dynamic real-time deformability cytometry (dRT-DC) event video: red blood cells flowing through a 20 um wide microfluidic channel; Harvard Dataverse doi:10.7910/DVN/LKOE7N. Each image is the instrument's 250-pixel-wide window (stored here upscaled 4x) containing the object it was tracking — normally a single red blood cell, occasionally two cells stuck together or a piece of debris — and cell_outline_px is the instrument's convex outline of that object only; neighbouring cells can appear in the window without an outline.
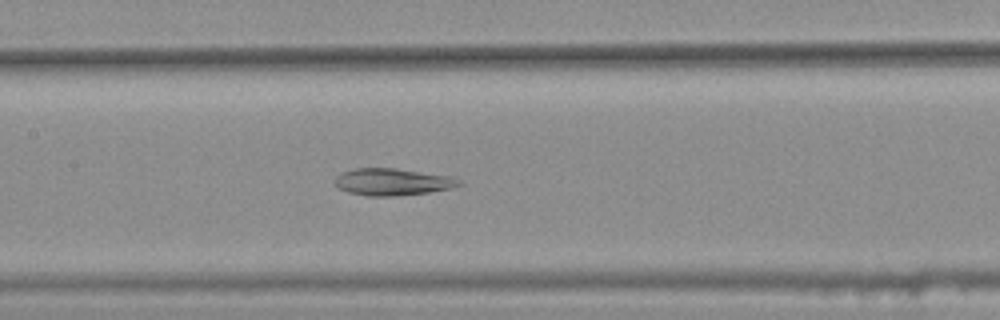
{"species": "common noctule bat (a hibernating species)", "species_latin": "Nyctalus noctula", "temperature_condition": "warm", "stored_images_in_passage": 45, "segment_of_instrument_passage": [2, 2], "camera_frame_rate_fps": 3000, "um_per_image_px": 0.085, "animal": {"sex": "female", "body_mass_g": 25.1}, "frame": {"image": 1, "passage_image": 25, "time_ms": 8.0, "image_size_px": [1000, 320], "cell_outline_px": [[460, 184], [452, 188], [428, 192], [396, 196], [364, 196], [348, 192], [332, 184], [336, 176], [340, 172], [352, 168], [396, 168], [448, 176], [456, 180]], "centroid_in_image_um": [33.23, 15.46], "position_along_channel_um": 174.2, "area_um2": 19.48}}
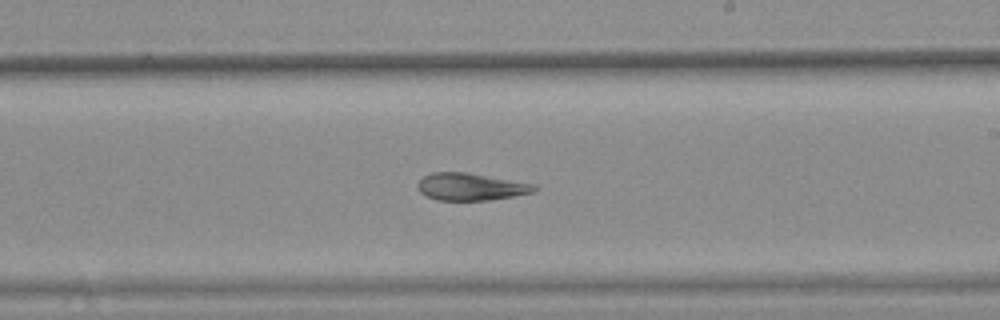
{"frame": {"image": 2, "passage_image": 31, "time_ms": 10.0, "image_size_px": [1000, 320], "cell_outline_px": [[540, 188], [536, 192], [492, 200], [436, 200], [420, 192], [416, 188], [416, 184], [424, 176], [432, 172], [464, 172], [536, 184]], "centroid_in_image_um": [40.05, 15.88], "position_along_channel_um": 249.0, "area_um2": 18.67}}
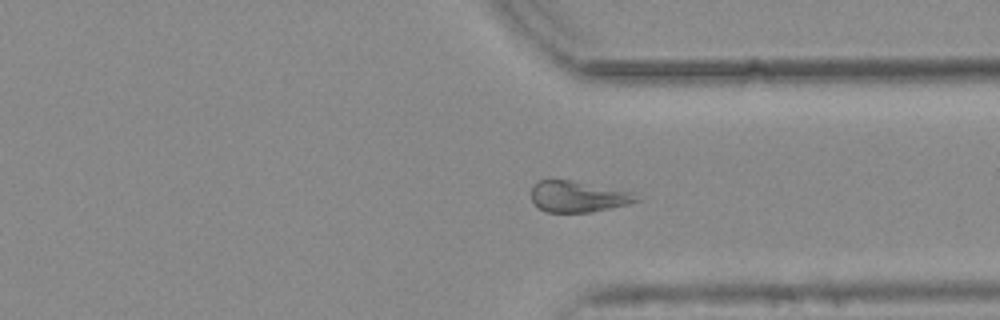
{"frame": {"image": 3, "passage_image": 40, "time_ms": 13.0, "image_size_px": [1000, 320], "cell_outline_px": [[644, 200], [628, 204], [588, 212], [548, 212], [540, 208], [532, 200], [532, 184], [536, 180], [548, 176], [552, 176], [572, 180], [628, 192]], "centroid_in_image_um": [49.02, 16.66], "position_along_channel_um": 362.4, "area_um2": 19.25}}